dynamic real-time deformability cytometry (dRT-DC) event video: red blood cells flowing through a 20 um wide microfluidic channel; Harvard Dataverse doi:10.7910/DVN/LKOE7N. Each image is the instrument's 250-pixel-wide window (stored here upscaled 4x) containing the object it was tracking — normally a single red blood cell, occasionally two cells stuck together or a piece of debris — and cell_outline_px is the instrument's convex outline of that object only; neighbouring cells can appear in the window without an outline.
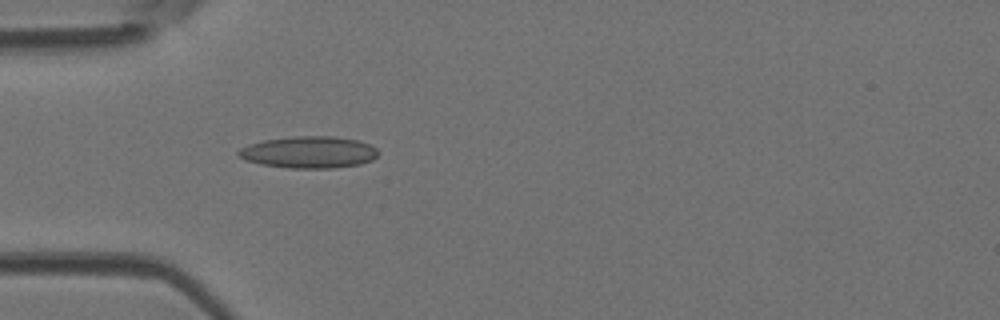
{"species": "Egyptian fruit bat (a non-hibernating species)", "species_latin": "Rousettus aegyptiacus", "temperature_condition": "room temperature", "stored_images_in_passage": 4, "camera_frame_rate_fps": 3000, "um_per_image_px": 0.085, "animal": {"sex": "female"}, "frame": {"image": 1, "passage_image": 4, "time_ms": 1.0, "image_size_px": [1000, 320], "cell_outline_px": [[376, 156], [372, 160], [360, 164], [332, 168], [288, 168], [260, 164], [244, 160], [236, 156], [236, 152], [240, 148], [248, 144], [264, 140], [292, 136], [332, 136], [360, 140], [376, 148]], "centroid_in_image_um": [26.2, 12.93], "position_along_channel_um": 58.8, "area_um2": 26.07}}